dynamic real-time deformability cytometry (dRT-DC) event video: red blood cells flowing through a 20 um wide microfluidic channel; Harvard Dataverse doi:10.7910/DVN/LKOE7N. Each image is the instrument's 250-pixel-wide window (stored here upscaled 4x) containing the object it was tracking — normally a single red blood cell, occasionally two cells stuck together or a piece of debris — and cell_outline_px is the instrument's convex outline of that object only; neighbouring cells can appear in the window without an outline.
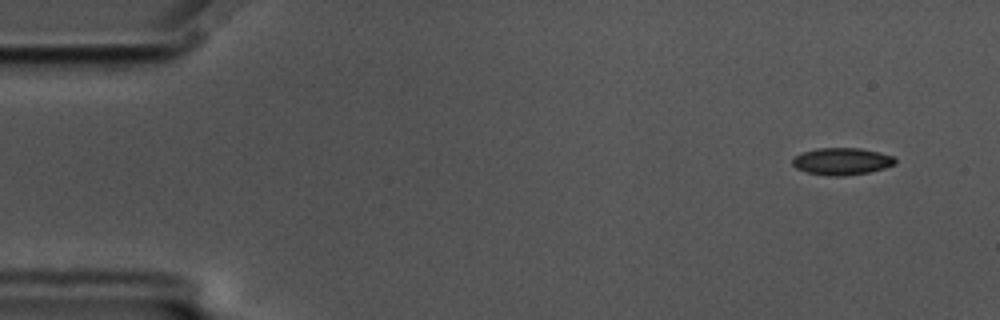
{"species": "common noctule bat (a hibernating species)", "species_latin": "Nyctalus noctula", "temperature_condition": "cold", "stored_images_in_passage": 55, "camera_frame_rate_fps": 3000, "um_per_image_px": 0.085, "animal": {"sex": "male", "body_mass_g": 17.5, "forearm_length_mm": 52.3}, "frame": {"image": 1, "passage_image": 1, "time_ms": 0.0, "image_size_px": [1000, 320], "cell_outline_px": [[896, 164], [884, 168], [868, 172], [844, 176], [832, 176], [808, 172], [796, 168], [792, 164], [792, 160], [800, 152], [816, 148], [860, 148], [880, 152], [892, 156], [896, 160]], "centroid_in_image_um": [71.55, 13.7], "position_along_channel_um": 13.4, "area_um2": 16.18}}
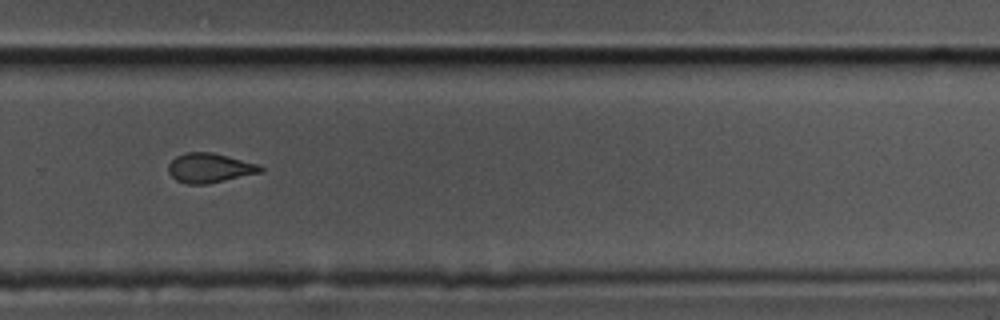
{"frame": {"image": 2, "passage_image": 36, "time_ms": 11.667, "image_size_px": [1000, 320], "cell_outline_px": [[264, 172], [208, 184], [188, 184], [176, 180], [168, 172], [168, 164], [176, 156], [188, 152], [212, 152], [260, 164], [264, 168]], "centroid_in_image_um": [17.86, 14.28], "position_along_channel_um": 311.9, "area_um2": 16.01}}
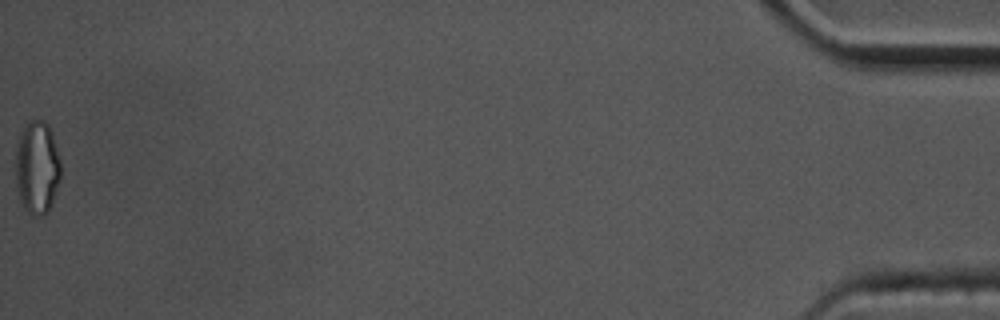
{"frame": {"image": 3, "passage_image": 55, "time_ms": 18.0, "image_size_px": [1000, 320], "cell_outline_px": [[60, 180], [48, 212], [44, 216], [32, 216], [24, 208], [20, 200], [16, 188], [16, 148], [20, 132], [32, 120], [44, 120], [48, 124], [52, 132], [60, 160]], "centroid_in_image_um": [3.15, 14.26], "position_along_channel_um": 432.0, "area_um2": 24.62}, "authors_computed_cell_mechanics": {"area_um2": 16.5886, "velocity_mm_per_s": 3.486, "shape_relaxation_time_tau1_ms": null, "shape_relaxation_time_tau2_ms": 2.1671, "deformation_change_tau1": null, "deformation_change_tau2": 0.0683}}